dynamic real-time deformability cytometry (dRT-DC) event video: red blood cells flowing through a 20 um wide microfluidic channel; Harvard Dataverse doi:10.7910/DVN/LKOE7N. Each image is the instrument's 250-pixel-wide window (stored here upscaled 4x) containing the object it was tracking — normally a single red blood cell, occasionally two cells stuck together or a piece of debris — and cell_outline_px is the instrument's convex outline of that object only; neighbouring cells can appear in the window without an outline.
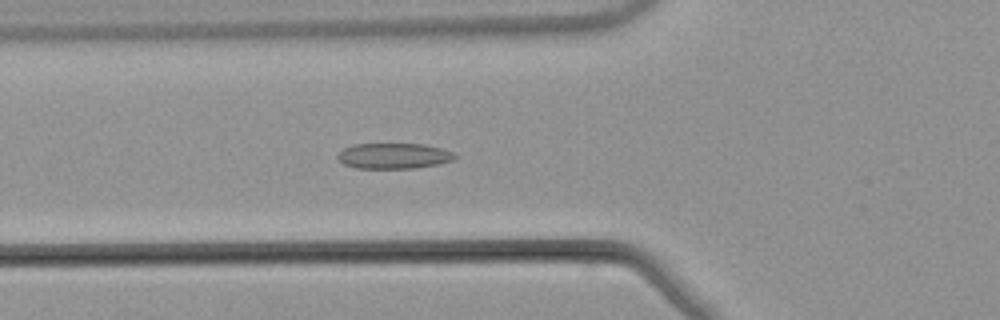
{"species": "common noctule bat (a hibernating species)", "species_latin": "Nyctalus noctula", "temperature_condition": "warm", "stored_images_in_passage": 53, "camera_frame_rate_fps": 3000, "um_per_image_px": 0.085, "animal": {"sex": "male", "body_mass_g": 21.5, "forearm_length_mm": 52.0}, "frame": {"image": 1, "passage_image": 19, "time_ms": 6.0, "image_size_px": [1000, 320], "cell_outline_px": [[456, 156], [452, 160], [440, 164], [412, 168], [356, 168], [344, 164], [336, 156], [344, 148], [352, 144], [424, 144], [440, 148], [452, 152]], "centroid_in_image_um": [33.45, 13.25], "position_along_channel_um": 92.4, "area_um2": 17.34}}
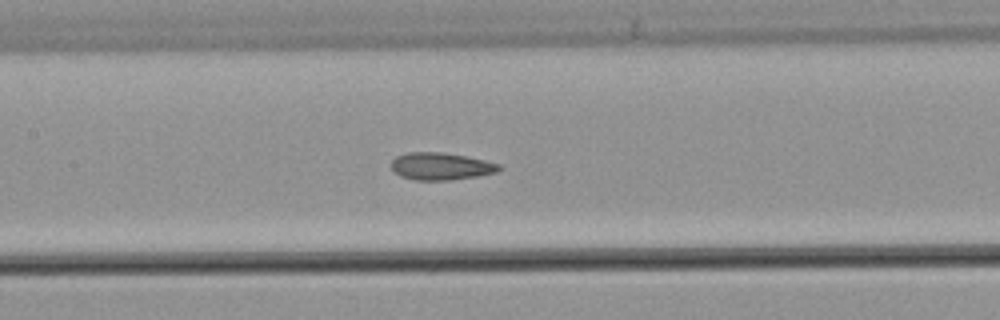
{"frame": {"image": 2, "passage_image": 25, "time_ms": 8.0, "image_size_px": [1000, 320], "cell_outline_px": [[504, 168], [496, 172], [476, 176], [452, 180], [416, 180], [400, 176], [392, 168], [392, 160], [396, 156], [408, 152], [440, 152], [464, 156], [484, 160], [500, 164]], "centroid_in_image_um": [37.49, 14.13], "position_along_channel_um": 169.9, "area_um2": 17.05}}
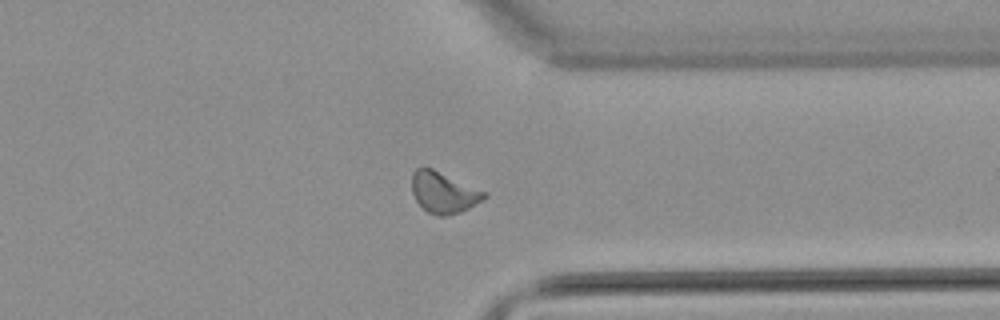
{"frame": {"image": 3, "passage_image": 41, "time_ms": 13.333, "image_size_px": [1000, 320], "cell_outline_px": [[488, 196], [484, 200], [460, 212], [448, 216], [436, 216], [428, 212], [416, 200], [412, 192], [412, 172], [416, 168], [432, 168], [488, 192]], "centroid_in_image_um": [37.74, 16.36], "position_along_channel_um": 373.7, "area_um2": 17.46}, "authors_computed_cell_mechanics": {"area_um2": 17.34, "velocity_mm_per_s": 3.8668, "shape_relaxation_time_tau1_ms": null, "shape_relaxation_time_tau2_ms": 2.1816, "deformation_change_tau1": null, "deformation_change_tau2": 0.0808}}